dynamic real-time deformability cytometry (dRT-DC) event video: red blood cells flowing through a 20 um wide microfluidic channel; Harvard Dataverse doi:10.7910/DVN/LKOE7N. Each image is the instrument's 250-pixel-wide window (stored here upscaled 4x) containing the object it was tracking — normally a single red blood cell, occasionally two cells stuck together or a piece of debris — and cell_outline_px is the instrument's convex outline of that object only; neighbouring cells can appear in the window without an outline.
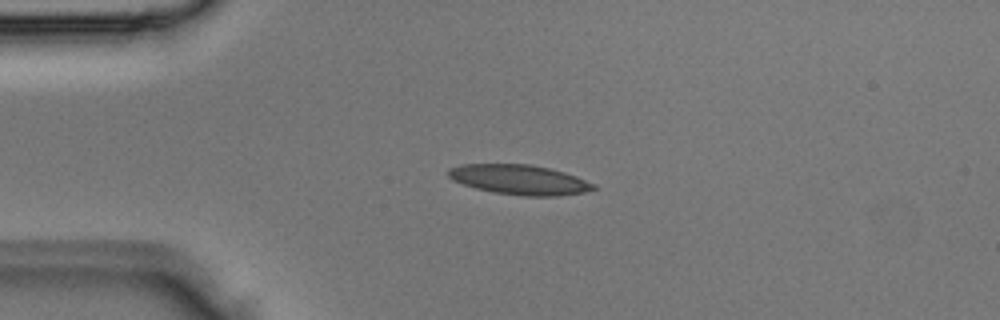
{"species": "Egyptian fruit bat (a non-hibernating species)", "species_latin": "Rousettus aegyptiacus", "temperature_condition": "room temperature", "stored_images_in_passage": 2, "camera_frame_rate_fps": 3000, "um_per_image_px": 0.085, "animal": {"sex": "male"}, "frame": {"image": 1, "passage_image": 1, "time_ms": 0.0, "image_size_px": [1000, 320], "cell_outline_px": [[596, 188], [584, 192], [556, 196], [524, 196], [492, 192], [476, 188], [452, 180], [448, 176], [448, 168], [460, 164], [532, 164], [564, 172], [576, 176], [596, 184]], "centroid_in_image_um": [44.14, 15.27], "position_along_channel_um": 40.9, "area_um2": 25.26}}